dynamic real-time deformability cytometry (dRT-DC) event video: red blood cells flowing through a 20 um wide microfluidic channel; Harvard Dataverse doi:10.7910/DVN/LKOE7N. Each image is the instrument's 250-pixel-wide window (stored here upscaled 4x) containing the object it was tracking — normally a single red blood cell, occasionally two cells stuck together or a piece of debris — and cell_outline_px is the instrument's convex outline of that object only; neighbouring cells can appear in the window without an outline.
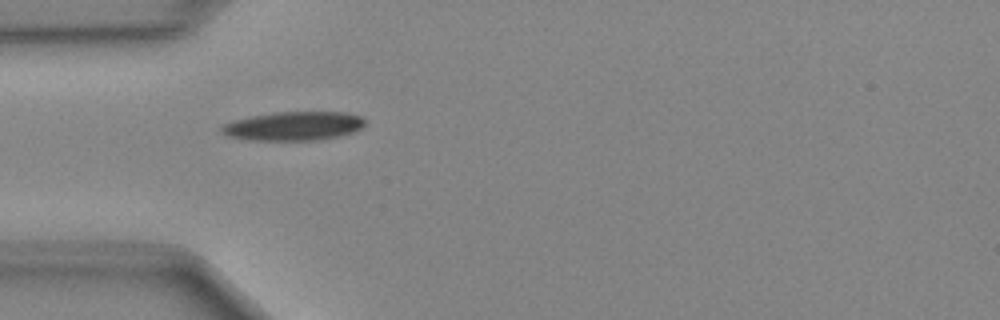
{"species": "Egyptian fruit bat (a non-hibernating species)", "species_latin": "Rousettus aegyptiacus", "temperature_condition": "cold", "stored_images_in_passage": 4, "camera_frame_rate_fps": 3000, "um_per_image_px": 0.085, "animal": {"sex": "female"}, "frame": {"image": 1, "passage_image": 1, "time_ms": 0.0, "image_size_px": [1000, 320], "cell_outline_px": [[364, 124], [360, 128], [352, 132], [340, 136], [316, 140], [248, 140], [228, 136], [220, 132], [220, 128], [224, 124], [232, 120], [252, 116], [276, 112], [348, 112], [360, 116], [364, 120]], "centroid_in_image_um": [24.93, 10.71], "position_along_channel_um": 60.1, "area_um2": 24.1}}
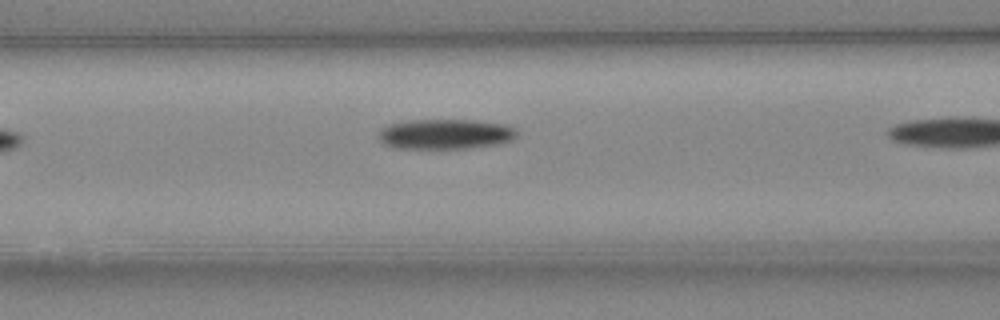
{"frame": {"image": 2, "passage_image": 3, "time_ms": 0.667, "image_size_px": [1000, 320], "cell_outline_px": [[516, 136], [512, 140], [500, 144], [468, 148], [396, 148], [384, 144], [380, 140], [380, 128], [388, 124], [412, 120], [476, 120], [504, 124], [516, 128]], "centroid_in_image_um": [37.88, 11.39], "position_along_channel_um": 128.7, "area_um2": 24.28}}